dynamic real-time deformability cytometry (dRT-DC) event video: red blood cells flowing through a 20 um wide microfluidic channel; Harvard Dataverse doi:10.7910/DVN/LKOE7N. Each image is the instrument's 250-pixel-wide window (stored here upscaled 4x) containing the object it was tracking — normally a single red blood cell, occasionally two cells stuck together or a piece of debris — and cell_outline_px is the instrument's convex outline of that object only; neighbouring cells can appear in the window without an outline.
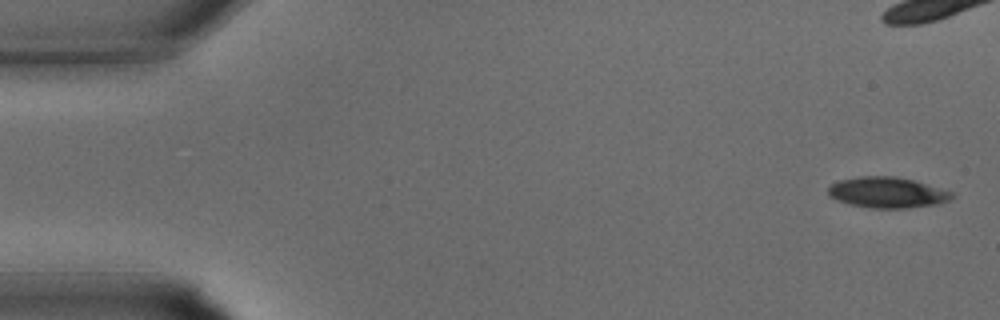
{"species": "common noctule bat (a hibernating species)", "species_latin": "Nyctalus noctula", "temperature_condition": "warm", "stored_images_in_passage": 34, "camera_frame_rate_fps": 3000, "um_per_image_px": 0.085, "animal": {"sex": "male", "body_mass_g": 15.6}, "frame": {"image": 1, "passage_image": 1, "time_ms": 0.0, "image_size_px": [1000, 320], "cell_outline_px": [[956, 196], [940, 204], [908, 208], [872, 208], [852, 204], [828, 196], [828, 188], [832, 184], [840, 180], [860, 176], [896, 176], [912, 180], [956, 192]], "centroid_in_image_um": [75.49, 16.36], "position_along_channel_um": 9.5, "area_um2": 22.2}}
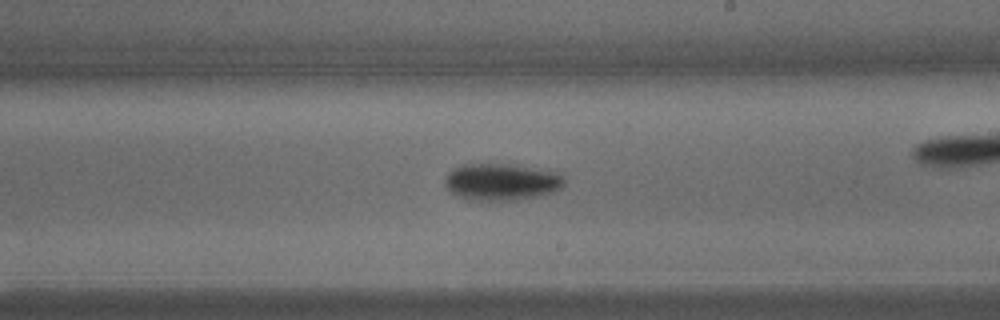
{"frame": {"image": 2, "passage_image": 19, "time_ms": 6.0, "image_size_px": [1000, 320], "cell_outline_px": [[564, 184], [560, 188], [552, 192], [540, 196], [520, 200], [468, 200], [452, 192], [444, 184], [444, 176], [452, 168], [464, 164], [516, 164], [560, 172], [564, 176]], "centroid_in_image_um": [42.65, 15.45], "position_along_channel_um": 246.4, "area_um2": 26.07}}
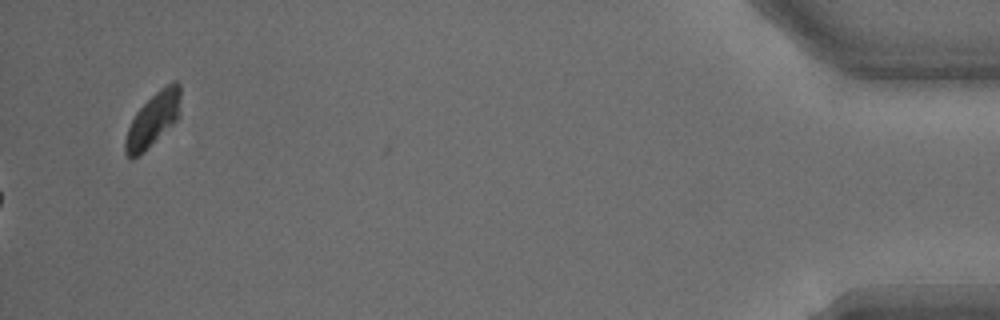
{"frame": {"image": 3, "passage_image": 34, "time_ms": 11.0, "image_size_px": [1000, 320], "cell_outline_px": [[180, 116], [172, 124], [132, 160], [124, 152], [124, 140], [128, 128], [136, 112], [160, 88], [172, 80], [176, 80], [180, 84]], "centroid_in_image_um": [13.02, 10.1], "position_along_channel_um": 422.2, "area_um2": 16.88}}